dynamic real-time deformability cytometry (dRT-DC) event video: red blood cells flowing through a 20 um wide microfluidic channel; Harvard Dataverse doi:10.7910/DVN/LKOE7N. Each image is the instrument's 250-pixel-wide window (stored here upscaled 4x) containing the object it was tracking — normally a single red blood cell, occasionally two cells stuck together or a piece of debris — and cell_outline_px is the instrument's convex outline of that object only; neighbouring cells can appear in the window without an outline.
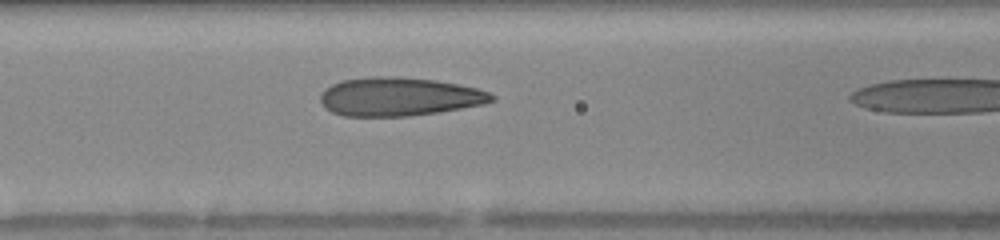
{"species": "human", "species_latin": "Homo sapiens", "temperature_condition": "warm", "stored_images_in_passage": 6, "segment_of_instrument_passage": [1, 2], "camera_frame_rate_fps": 3000, "um_per_image_px": 0.085, "donor": {"sex": "female"}, "frame": {"image": 1, "passage_image": 5, "time_ms": 1.667, "image_size_px": [1000, 240], "cell_outline_px": [[496, 100], [484, 104], [440, 112], [408, 116], [344, 116], [332, 112], [320, 100], [320, 96], [332, 84], [344, 80], [372, 76], [396, 76], [436, 80], [476, 88], [488, 92], [496, 96]], "centroid_in_image_um": [33.98, 8.22], "position_along_channel_um": 132.6, "area_um2": 38.32}}